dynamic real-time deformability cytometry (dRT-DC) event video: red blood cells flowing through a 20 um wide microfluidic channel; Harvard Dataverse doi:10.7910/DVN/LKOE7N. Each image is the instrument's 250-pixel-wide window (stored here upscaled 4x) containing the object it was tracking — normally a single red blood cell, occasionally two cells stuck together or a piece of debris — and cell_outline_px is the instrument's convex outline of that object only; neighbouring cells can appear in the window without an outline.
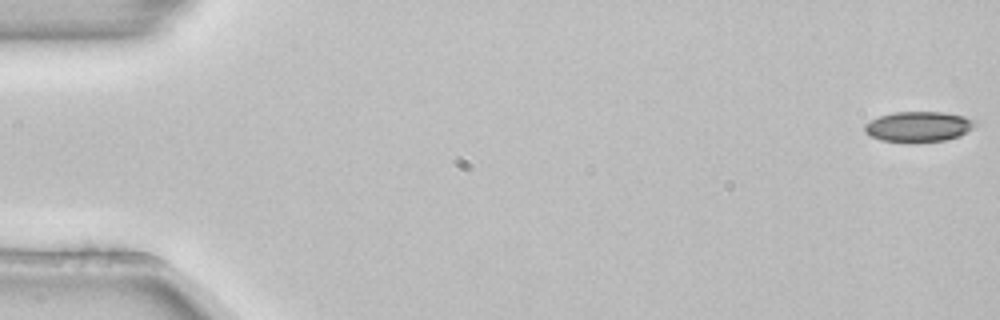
{"species": "common noctule bat (a hibernating species)", "species_latin": "Nyctalus noctula", "temperature_condition": "room temperature", "stored_images_in_passage": 5, "camera_frame_rate_fps": 3000, "um_per_image_px": 0.085, "animal": {"sex": "female", "body_mass_g": 22.7, "forearm_length_mm": 54.2}, "frame": {"image": 1, "passage_image": 1, "time_ms": 0.0, "image_size_px": [1000, 320], "cell_outline_px": [[976, 124], [968, 132], [960, 136], [944, 140], [908, 144], [880, 140], [864, 132], [864, 124], [880, 116], [892, 112], [944, 112], [964, 116], [972, 120]], "centroid_in_image_um": [78.04, 10.79], "position_along_channel_um": 7.0, "area_um2": 19.83}}
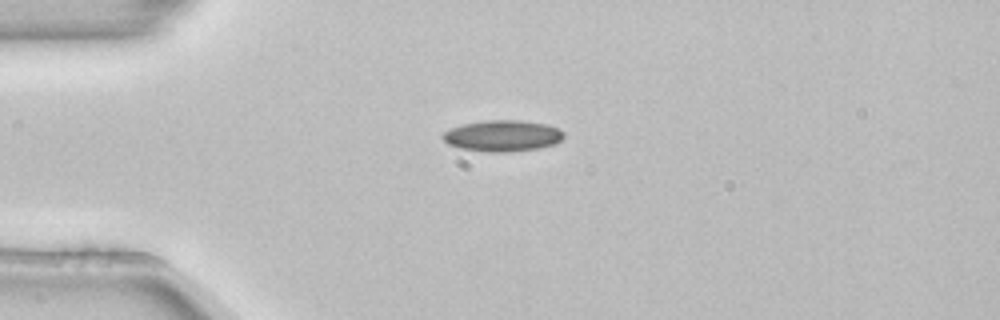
{"frame": {"image": 2, "passage_image": 4, "time_ms": 1.0, "image_size_px": [1000, 320], "cell_outline_px": [[564, 136], [556, 144], [540, 148], [508, 152], [488, 152], [460, 148], [448, 144], [440, 136], [444, 132], [452, 128], [464, 124], [488, 120], [520, 120], [548, 124], [560, 128], [564, 132]], "centroid_in_image_um": [42.76, 11.54], "position_along_channel_um": 42.2, "area_um2": 22.14}}